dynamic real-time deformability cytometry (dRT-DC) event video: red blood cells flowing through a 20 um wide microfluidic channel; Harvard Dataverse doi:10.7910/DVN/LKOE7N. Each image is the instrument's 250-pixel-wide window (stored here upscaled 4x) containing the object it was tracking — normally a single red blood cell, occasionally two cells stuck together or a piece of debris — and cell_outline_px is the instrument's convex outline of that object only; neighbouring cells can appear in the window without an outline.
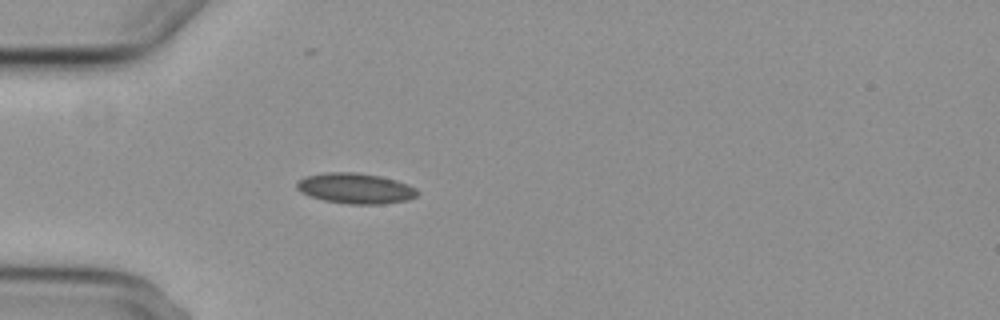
{"species": "common noctule bat (a hibernating species)", "species_latin": "Nyctalus noctula", "temperature_condition": "cold", "stored_images_in_passage": 1, "camera_frame_rate_fps": 3000, "um_per_image_px": 0.085, "animal": {"sex": "female", "body_mass_g": 29.2, "forearm_length_mm": 56.3}, "frame": {"image": 1, "passage_image": 1, "time_ms": 0.0, "image_size_px": [1000, 320], "cell_outline_px": [[420, 192], [416, 196], [408, 200], [384, 204], [348, 204], [324, 200], [300, 192], [296, 188], [296, 184], [304, 176], [324, 172], [356, 172], [380, 176], [396, 180], [408, 184], [416, 188]], "centroid_in_image_um": [30.23, 16.01], "position_along_channel_um": 54.8, "area_um2": 21.56}}